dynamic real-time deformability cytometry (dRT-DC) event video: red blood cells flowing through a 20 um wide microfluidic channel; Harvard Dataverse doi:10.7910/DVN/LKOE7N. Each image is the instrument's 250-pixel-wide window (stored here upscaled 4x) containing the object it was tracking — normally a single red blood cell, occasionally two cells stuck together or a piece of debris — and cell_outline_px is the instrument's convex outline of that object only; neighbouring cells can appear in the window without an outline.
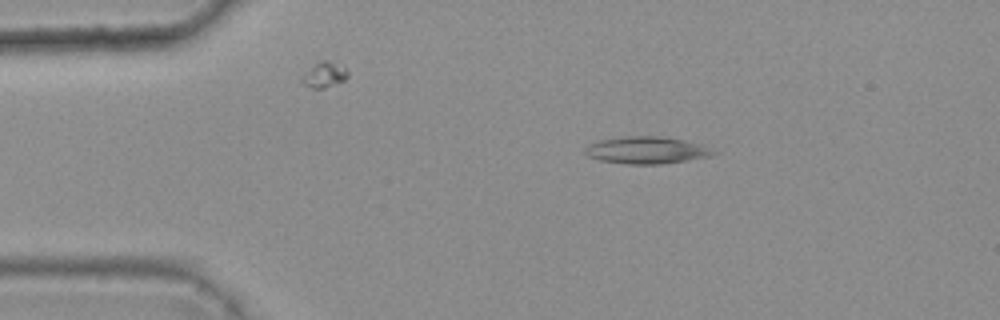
{"species": "common noctule bat (a hibernating species)", "species_latin": "Nyctalus noctula", "temperature_condition": "warm", "stored_images_in_passage": 7, "camera_frame_rate_fps": 3000, "um_per_image_px": 0.085, "animal": {"sex": "female", "body_mass_g": 25.1}, "frame": {"image": 1, "passage_image": 3, "time_ms": 0.667, "image_size_px": [1000, 320], "cell_outline_px": [[720, 152], [712, 156], [660, 164], [628, 164], [600, 160], [588, 156], [584, 152], [584, 148], [588, 144], [600, 140], [624, 136], [656, 136], [684, 140], [704, 144]], "centroid_in_image_um": [55.0, 12.76], "position_along_channel_um": 30.0, "area_um2": 20.4}}
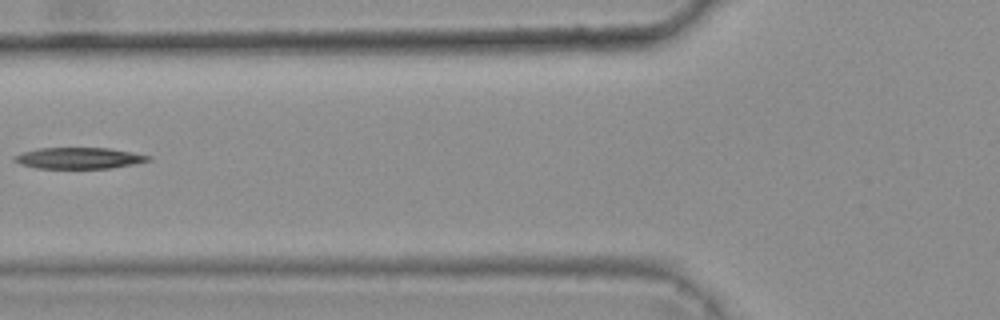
{"frame": {"image": 2, "passage_image": 6, "time_ms": 1.667, "image_size_px": [1000, 320], "cell_outline_px": [[152, 160], [112, 168], [36, 168], [20, 164], [12, 160], [12, 156], [36, 148], [108, 148], [152, 156]], "centroid_in_image_um": [6.68, 13.44], "position_along_channel_um": 119.1, "area_um2": 16.53}}
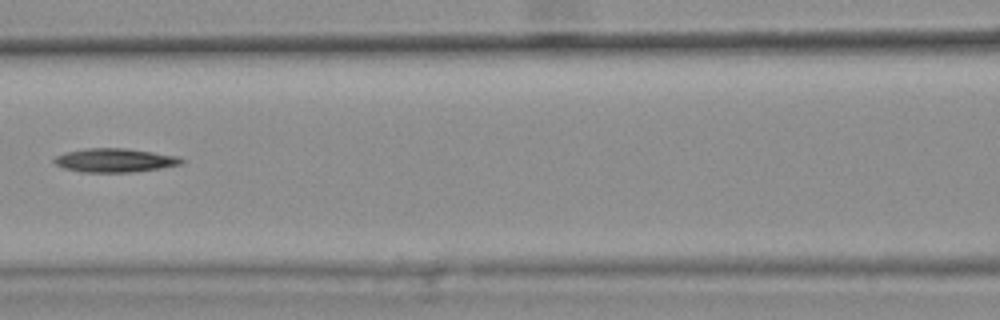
{"frame": {"image": 3, "passage_image": 7, "time_ms": 2.0, "image_size_px": [1000, 320], "cell_outline_px": [[184, 160], [180, 164], [160, 168], [132, 172], [80, 172], [64, 168], [56, 164], [52, 160], [56, 156], [68, 152], [88, 148], [124, 148], [152, 152], [176, 156]], "centroid_in_image_um": [9.72, 13.63], "position_along_channel_um": 156.9, "area_um2": 17.34}}